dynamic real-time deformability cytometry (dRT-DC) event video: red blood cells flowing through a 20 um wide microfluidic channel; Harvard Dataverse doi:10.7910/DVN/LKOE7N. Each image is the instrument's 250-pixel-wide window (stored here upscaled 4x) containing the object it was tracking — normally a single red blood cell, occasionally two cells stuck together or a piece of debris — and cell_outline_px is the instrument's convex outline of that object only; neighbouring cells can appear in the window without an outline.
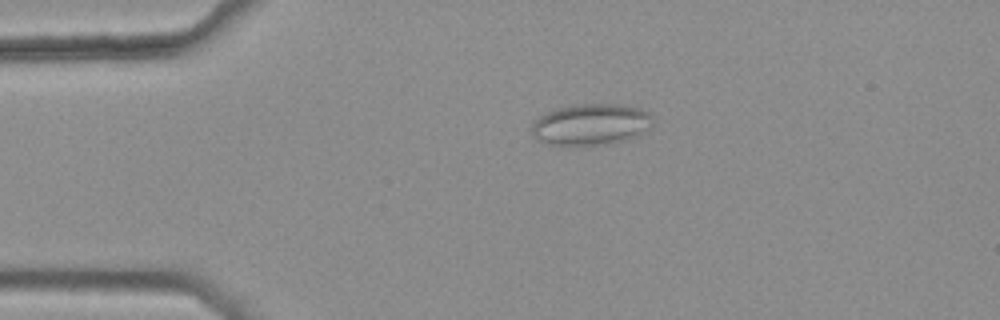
{"species": "common noctule bat (a hibernating species)", "species_latin": "Nyctalus noctula", "temperature_condition": "warm", "stored_images_in_passage": 47, "camera_frame_rate_fps": 3000, "um_per_image_px": 0.085, "animal": {"sex": "female", "body_mass_g": 25.1}, "frame": {"image": 1, "passage_image": 11, "time_ms": 3.333, "image_size_px": [1000, 320], "cell_outline_px": [[652, 124], [648, 128], [636, 136], [624, 140], [608, 144], [544, 144], [536, 140], [532, 136], [532, 124], [540, 116], [556, 108], [576, 104], [616, 104], [640, 108], [648, 112], [652, 116]], "centroid_in_image_um": [50.2, 10.57], "position_along_channel_um": 34.8, "area_um2": 28.96}}
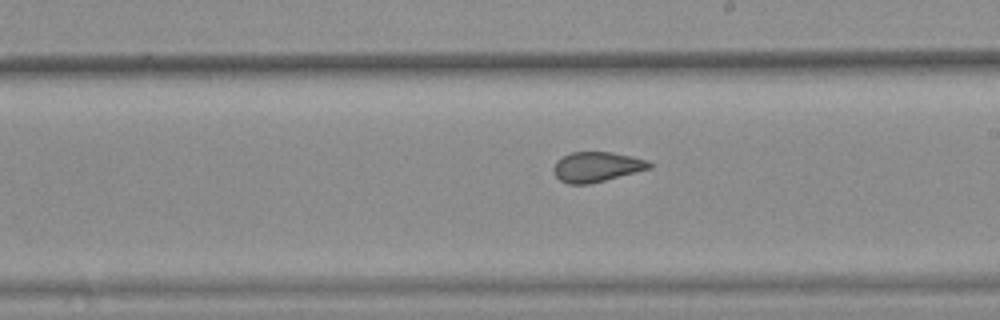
{"frame": {"image": 2, "passage_image": 30, "time_ms": 9.667, "image_size_px": [1000, 320], "cell_outline_px": [[652, 168], [588, 184], [568, 184], [560, 180], [552, 172], [552, 168], [556, 160], [572, 152], [612, 152], [632, 156], [648, 160], [652, 164]], "centroid_in_image_um": [50.7, 14.18], "position_along_channel_um": 238.3, "area_um2": 16.76}}
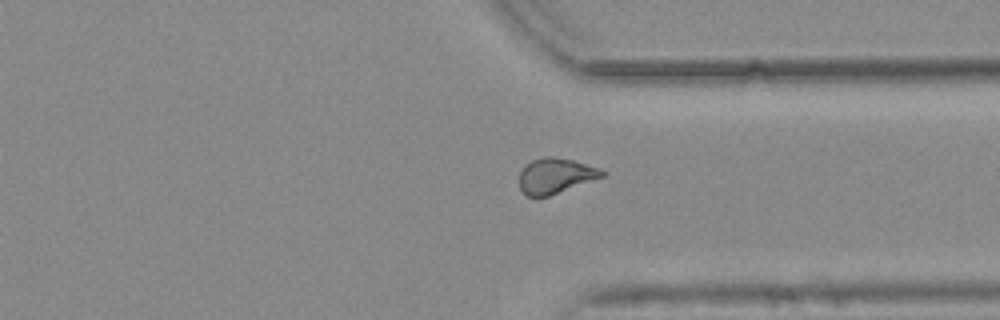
{"frame": {"image": 3, "passage_image": 40, "time_ms": 13.0, "image_size_px": [1000, 320], "cell_outline_px": [[608, 172], [604, 176], [548, 196], [524, 196], [520, 188], [520, 172], [524, 164], [532, 160], [544, 156], [552, 156], [572, 160]], "centroid_in_image_um": [47.17, 14.94], "position_along_channel_um": 364.2, "area_um2": 16.88}, "authors_computed_cell_mechanics": {"area_um2": 17.8602, "velocity_mm_per_s": 3.7709, "shape_relaxation_time_tau1_ms": null, "shape_relaxation_time_tau2_ms": 1.1268, "deformation_change_tau1": null, "deformation_change_tau2": 0.055}}